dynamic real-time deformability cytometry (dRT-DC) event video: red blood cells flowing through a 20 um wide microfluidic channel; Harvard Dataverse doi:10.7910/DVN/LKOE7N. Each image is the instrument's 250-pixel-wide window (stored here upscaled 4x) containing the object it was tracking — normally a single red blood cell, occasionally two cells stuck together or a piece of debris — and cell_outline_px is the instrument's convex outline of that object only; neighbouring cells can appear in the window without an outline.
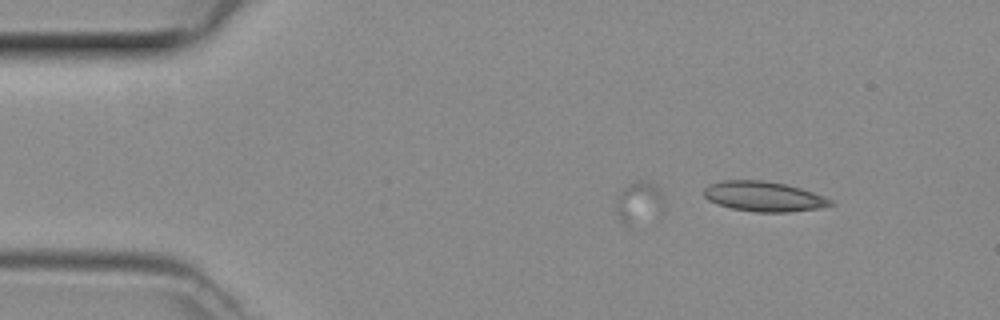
{"species": "common noctule bat (a hibernating species)", "species_latin": "Nyctalus noctula", "temperature_condition": "room temperature", "stored_images_in_passage": 3, "camera_frame_rate_fps": 3000, "um_per_image_px": 0.085, "animal": {"sex": "female", "body_mass_g": 29.2, "forearm_length_mm": 56.3}, "frame": {"image": 1, "passage_image": 1, "time_ms": 0.0, "image_size_px": [1000, 320], "cell_outline_px": [[836, 204], [820, 208], [788, 212], [756, 212], [732, 208], [708, 200], [704, 196], [704, 188], [708, 184], [724, 180], [760, 180], [784, 184], [800, 188], [812, 192], [832, 200]], "centroid_in_image_um": [64.91, 16.7], "position_along_channel_um": 20.1, "area_um2": 21.96}}